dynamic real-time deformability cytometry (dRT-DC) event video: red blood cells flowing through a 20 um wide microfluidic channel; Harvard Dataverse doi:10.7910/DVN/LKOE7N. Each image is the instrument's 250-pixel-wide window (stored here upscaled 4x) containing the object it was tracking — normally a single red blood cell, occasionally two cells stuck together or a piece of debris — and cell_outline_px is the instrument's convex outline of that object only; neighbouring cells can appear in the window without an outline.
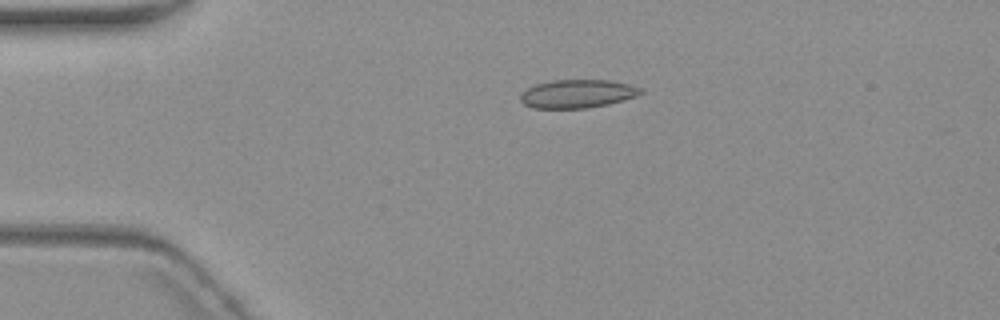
{"species": "common noctule bat (a hibernating species)", "species_latin": "Nyctalus noctula", "temperature_condition": "warm", "stored_images_in_passage": 9, "camera_frame_rate_fps": 3000, "um_per_image_px": 0.085, "animal": {"sex": "female", "body_mass_g": 19.3, "forearm_length_mm": 54.1}, "frame": {"image": 1, "passage_image": 4, "time_ms": 3.667, "image_size_px": [1000, 320], "cell_outline_px": [[644, 92], [636, 96], [624, 100], [608, 104], [588, 108], [532, 108], [524, 104], [520, 100], [520, 96], [528, 88], [536, 84], [552, 80], [608, 80], [628, 84], [644, 88]], "centroid_in_image_um": [49.11, 7.97], "position_along_channel_um": 35.9, "area_um2": 19.88}}
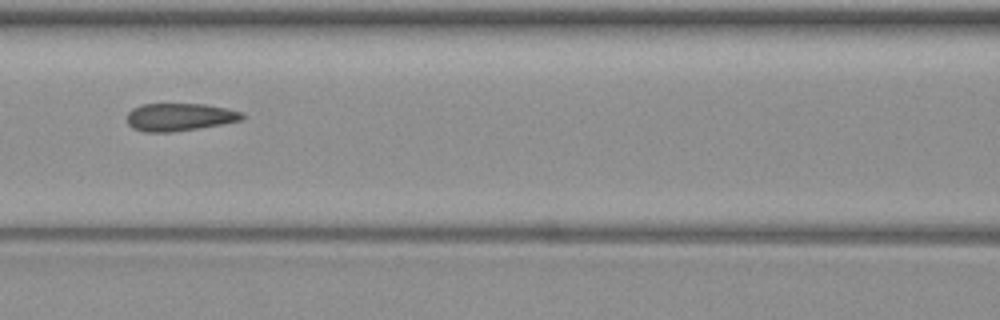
{"frame": {"image": 2, "passage_image": 7, "time_ms": 8.0, "image_size_px": [1000, 320], "cell_outline_px": [[244, 120], [224, 124], [200, 128], [172, 132], [144, 132], [132, 128], [128, 124], [128, 112], [132, 108], [140, 104], [204, 104], [228, 108], [244, 112]], "centroid_in_image_um": [15.3, 9.95], "position_along_channel_um": 151.3, "area_um2": 18.9}}
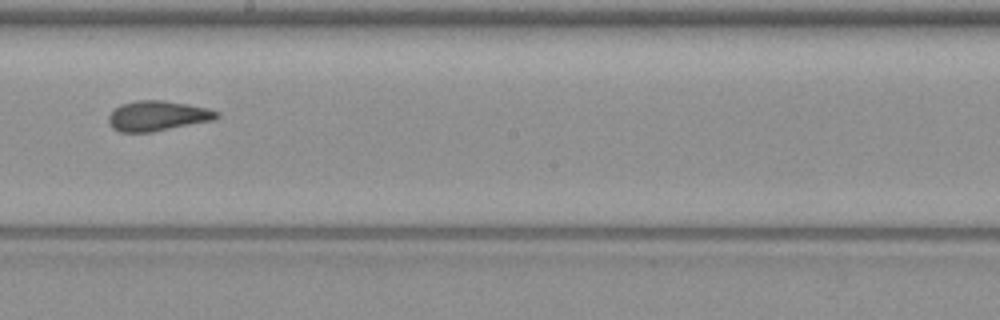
{"frame": {"image": 3, "passage_image": 9, "time_ms": 10.333, "image_size_px": [1000, 320], "cell_outline_px": [[220, 116], [212, 120], [152, 132], [120, 132], [112, 128], [108, 120], [108, 116], [120, 104], [136, 100], [164, 100], [188, 104], [208, 108], [220, 112]], "centroid_in_image_um": [13.39, 9.84], "position_along_channel_um": 234.8, "area_um2": 18.96}}